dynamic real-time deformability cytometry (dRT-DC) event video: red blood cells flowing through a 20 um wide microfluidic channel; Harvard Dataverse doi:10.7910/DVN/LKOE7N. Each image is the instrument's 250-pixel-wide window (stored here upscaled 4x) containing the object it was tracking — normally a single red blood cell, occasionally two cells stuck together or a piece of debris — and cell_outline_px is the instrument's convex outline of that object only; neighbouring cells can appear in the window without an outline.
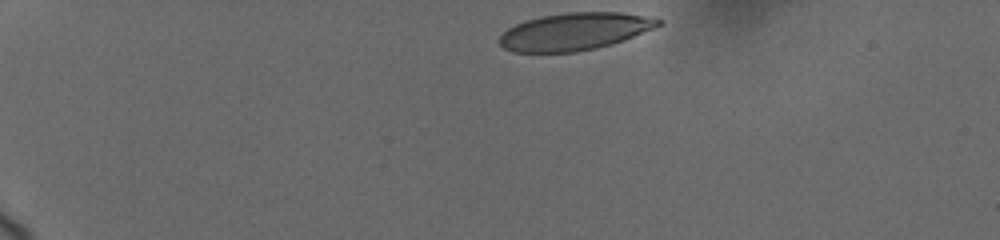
{"species": "human", "species_latin": "Homo sapiens", "temperature_condition": "cold", "stored_images_in_passage": 13, "camera_frame_rate_fps": 3000, "um_per_image_px": 0.085, "donor": {"sex": "female"}, "frame": {"image": 1, "passage_image": 1, "time_ms": 0.0, "image_size_px": [1000, 240], "cell_outline_px": [[660, 24], [656, 28], [624, 40], [612, 44], [596, 48], [572, 52], [512, 52], [504, 48], [496, 40], [508, 28], [516, 24], [540, 16], [568, 12], [620, 12], [644, 16], [660, 20]], "centroid_in_image_um": [48.82, 2.68], "position_along_channel_um": 36.2, "area_um2": 34.45}}